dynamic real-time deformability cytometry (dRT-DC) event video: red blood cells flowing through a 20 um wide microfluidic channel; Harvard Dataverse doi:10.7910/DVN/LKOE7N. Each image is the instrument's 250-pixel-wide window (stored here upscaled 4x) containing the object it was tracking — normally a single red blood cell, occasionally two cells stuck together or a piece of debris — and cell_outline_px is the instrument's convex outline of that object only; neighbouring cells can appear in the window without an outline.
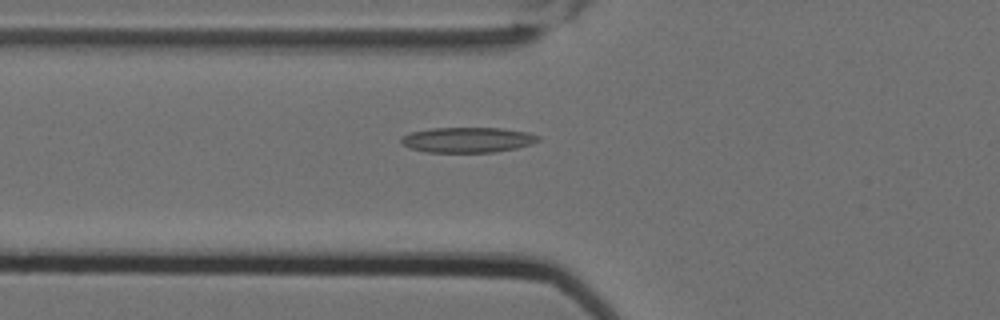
{"species": "Egyptian fruit bat (a non-hibernating species)", "species_latin": "Rousettus aegyptiacus", "temperature_condition": "cold", "stored_images_in_passage": 3, "camera_frame_rate_fps": 3000, "um_per_image_px": 0.085, "animal": {"sex": "female"}, "frame": {"image": 1, "passage_image": 3, "time_ms": 0.667, "image_size_px": [1000, 320], "cell_outline_px": [[540, 140], [532, 144], [516, 148], [492, 152], [428, 152], [412, 148], [404, 144], [400, 140], [404, 136], [412, 132], [432, 128], [500, 128], [528, 132], [540, 136]], "centroid_in_image_um": [39.81, 11.88], "position_along_channel_um": 86.0, "area_um2": 19.94}}